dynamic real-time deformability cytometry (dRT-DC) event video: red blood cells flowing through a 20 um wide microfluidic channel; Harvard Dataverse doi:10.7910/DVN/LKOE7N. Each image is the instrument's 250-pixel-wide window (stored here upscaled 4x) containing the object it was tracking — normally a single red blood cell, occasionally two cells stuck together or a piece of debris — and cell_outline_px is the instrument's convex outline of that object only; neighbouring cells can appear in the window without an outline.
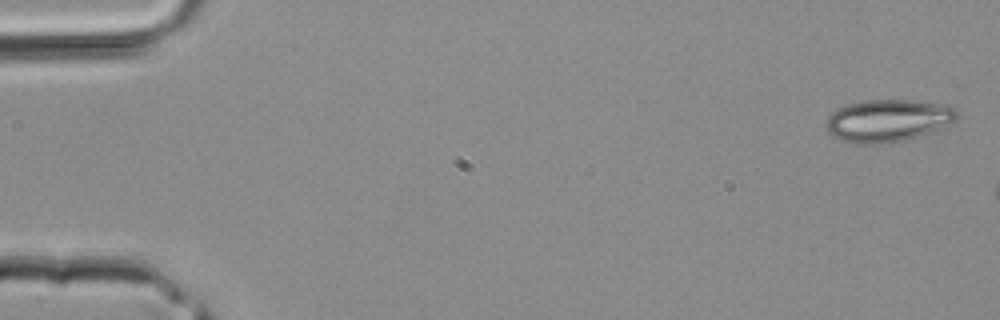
{"species": "common noctule bat (a hibernating species)", "species_latin": "Nyctalus noctula", "temperature_condition": "room temperature", "stored_images_in_passage": 7, "camera_frame_rate_fps": 3000, "um_per_image_px": 0.085, "animal": {"sex": "male", "body_mass_g": 20.4}, "frame": {"image": 1, "passage_image": 1, "time_ms": 0.0, "image_size_px": [1000, 320], "cell_outline_px": [[956, 116], [952, 120], [928, 132], [904, 140], [880, 144], [852, 144], [832, 136], [828, 132], [828, 116], [832, 112], [848, 104], [868, 100], [912, 100], [948, 104], [956, 108]], "centroid_in_image_um": [75.42, 10.24], "position_along_channel_um": 9.6, "area_um2": 31.73}}